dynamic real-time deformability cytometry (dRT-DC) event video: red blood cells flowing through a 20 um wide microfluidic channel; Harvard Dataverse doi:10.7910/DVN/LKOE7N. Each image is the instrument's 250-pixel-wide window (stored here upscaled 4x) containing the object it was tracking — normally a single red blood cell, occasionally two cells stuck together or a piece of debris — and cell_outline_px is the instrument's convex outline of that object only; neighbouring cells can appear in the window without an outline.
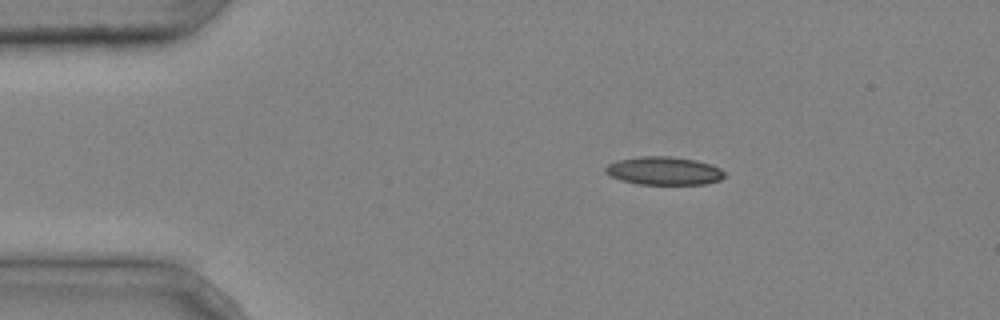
{"species": "common noctule bat (a hibernating species)", "species_latin": "Nyctalus noctula", "temperature_condition": "cold", "stored_images_in_passage": 2, "camera_frame_rate_fps": 3000, "um_per_image_px": 0.085, "animal": {"sex": "male", "body_mass_g": 20.4}, "frame": {"image": 1, "passage_image": 1, "time_ms": 0.0, "image_size_px": [1000, 320], "cell_outline_px": [[728, 176], [720, 180], [704, 184], [636, 184], [620, 180], [608, 176], [604, 172], [604, 168], [608, 164], [616, 160], [640, 156], [668, 156], [696, 160], [720, 168]], "centroid_in_image_um": [56.4, 14.52], "position_along_channel_um": 28.6, "area_um2": 19.77}}